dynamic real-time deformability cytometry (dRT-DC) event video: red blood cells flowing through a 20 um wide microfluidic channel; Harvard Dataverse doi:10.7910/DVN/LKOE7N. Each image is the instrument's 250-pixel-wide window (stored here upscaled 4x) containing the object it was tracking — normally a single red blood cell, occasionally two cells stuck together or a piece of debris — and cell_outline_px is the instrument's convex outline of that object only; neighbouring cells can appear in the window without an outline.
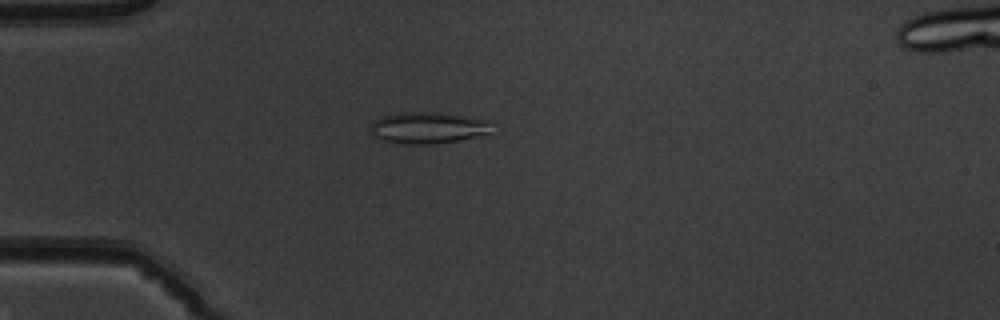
{"species": "common noctule bat (a hibernating species)", "species_latin": "Nyctalus noctula", "temperature_condition": "warm", "stored_images_in_passage": 52, "camera_frame_rate_fps": 3000, "um_per_image_px": 0.085, "animal": {"sex": "male", "body_mass_g": 19.5, "forearm_length_mm": 54.6}, "frame": {"image": 1, "passage_image": 15, "time_ms": 4.667, "image_size_px": [1000, 320], "cell_outline_px": [[496, 132], [436, 144], [400, 144], [380, 140], [372, 136], [368, 128], [376, 120], [384, 116], [396, 112], [432, 112], [492, 120]], "centroid_in_image_um": [36.39, 10.87], "position_along_channel_um": 48.6, "area_um2": 22.66}}
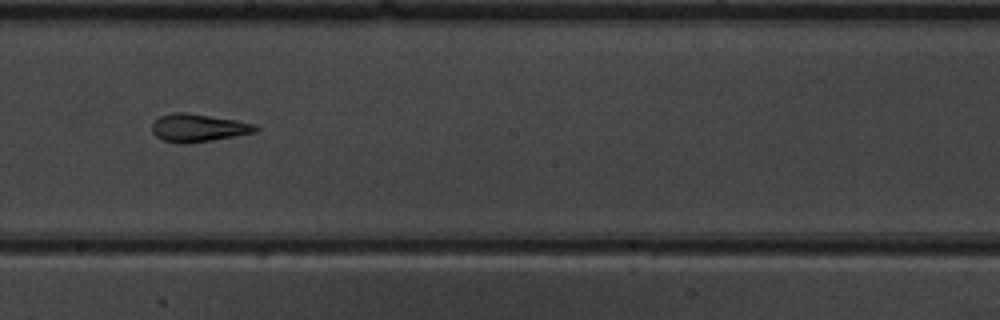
{"frame": {"image": 2, "passage_image": 30, "time_ms": 9.667, "image_size_px": [1000, 320], "cell_outline_px": [[260, 128], [256, 132], [212, 140], [184, 144], [180, 144], [160, 140], [152, 132], [152, 124], [160, 116], [172, 112], [184, 112], [236, 120], [256, 124]], "centroid_in_image_um": [16.84, 10.87], "position_along_channel_um": 231.4, "area_um2": 16.88}}
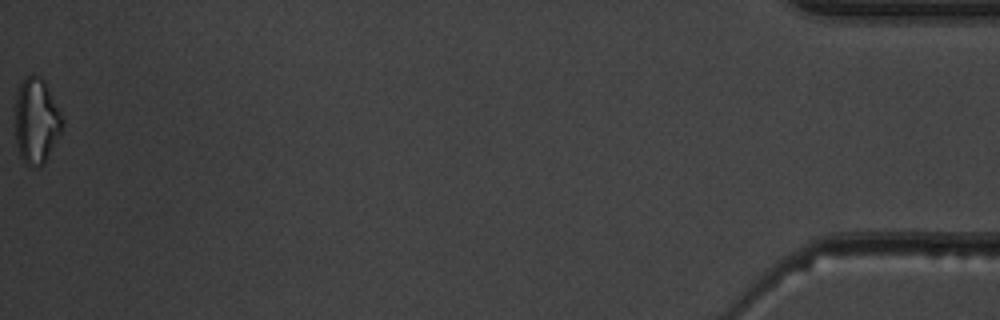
{"frame": {"image": 3, "passage_image": 52, "time_ms": 17.0, "image_size_px": [1000, 320], "cell_outline_px": [[64, 124], [44, 164], [40, 168], [28, 168], [24, 164], [20, 156], [16, 144], [16, 96], [20, 84], [24, 76], [40, 76], [44, 80], [64, 120]], "centroid_in_image_um": [3.08, 10.33], "position_along_channel_um": 432.1, "area_um2": 23.52}, "authors_computed_cell_mechanics": {"area_um2": 19.5942, "velocity_mm_per_s": 4.0064, "shape_relaxation_time_tau1_ms": null, "shape_relaxation_time_tau2_ms": 2.5357, "deformation_change_tau1": null, "deformation_change_tau2": 0.1243}}